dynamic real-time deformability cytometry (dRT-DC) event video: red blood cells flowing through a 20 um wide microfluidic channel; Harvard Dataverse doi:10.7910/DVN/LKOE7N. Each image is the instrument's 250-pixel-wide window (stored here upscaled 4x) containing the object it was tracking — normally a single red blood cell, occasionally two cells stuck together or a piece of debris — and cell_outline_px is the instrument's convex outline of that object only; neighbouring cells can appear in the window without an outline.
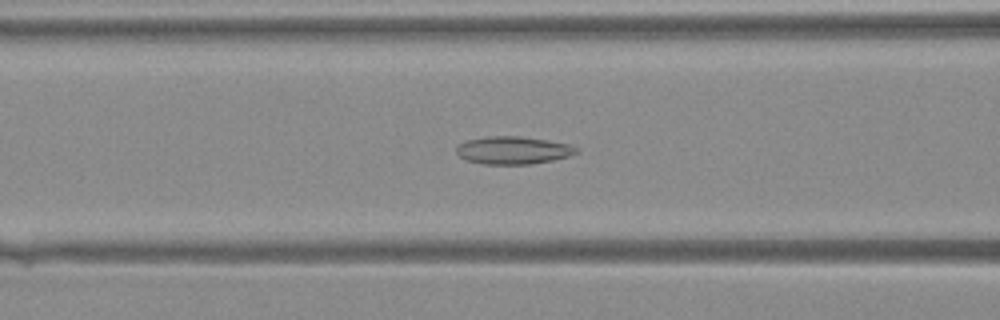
{"species": "Egyptian fruit bat (a non-hibernating species)", "species_latin": "Rousettus aegyptiacus", "temperature_condition": "warm", "stored_images_in_passage": 34, "camera_frame_rate_fps": 3000, "um_per_image_px": 0.085, "animal": {"sex": "female"}, "frame": {"image": 1, "passage_image": 14, "time_ms": 4.333, "image_size_px": [1000, 320], "cell_outline_px": [[580, 152], [568, 156], [552, 160], [532, 164], [484, 164], [464, 160], [456, 152], [456, 144], [464, 140], [488, 136], [516, 136], [548, 140], [568, 144], [580, 148]], "centroid_in_image_um": [43.58, 12.77], "position_along_channel_um": 123.0, "area_um2": 19.59}}
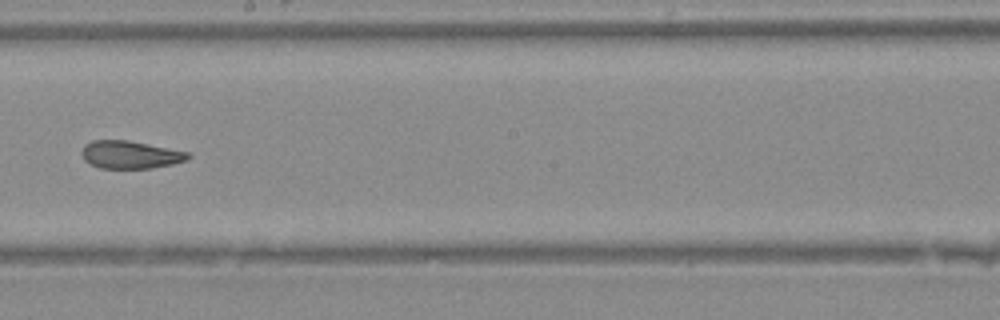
{"frame": {"image": 2, "passage_image": 21, "time_ms": 6.667, "image_size_px": [1000, 320], "cell_outline_px": [[192, 156], [188, 160], [172, 164], [152, 168], [100, 168], [84, 160], [80, 152], [84, 144], [92, 140], [128, 140], [188, 152]], "centroid_in_image_um": [11.06, 13.14], "position_along_channel_um": 237.1, "area_um2": 17.22}}
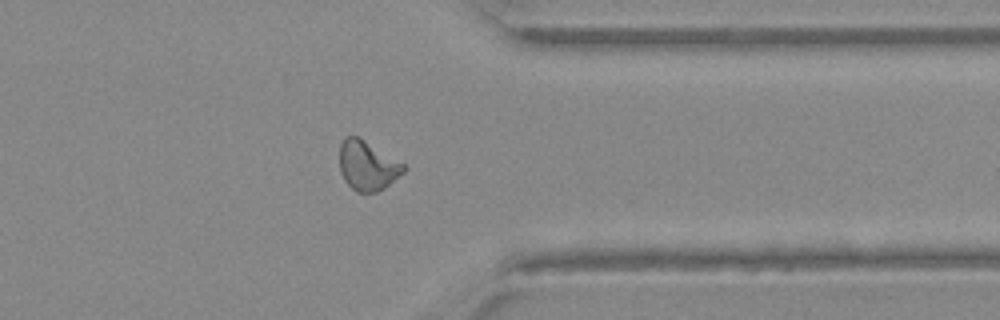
{"frame": {"image": 3, "passage_image": 30, "time_ms": 9.667, "image_size_px": [1000, 320], "cell_outline_px": [[404, 172], [384, 188], [376, 192], [356, 192], [344, 180], [340, 172], [340, 144], [348, 136], [356, 136], [404, 164]], "centroid_in_image_um": [31.21, 14.11], "position_along_channel_um": 380.2, "area_um2": 17.98}}